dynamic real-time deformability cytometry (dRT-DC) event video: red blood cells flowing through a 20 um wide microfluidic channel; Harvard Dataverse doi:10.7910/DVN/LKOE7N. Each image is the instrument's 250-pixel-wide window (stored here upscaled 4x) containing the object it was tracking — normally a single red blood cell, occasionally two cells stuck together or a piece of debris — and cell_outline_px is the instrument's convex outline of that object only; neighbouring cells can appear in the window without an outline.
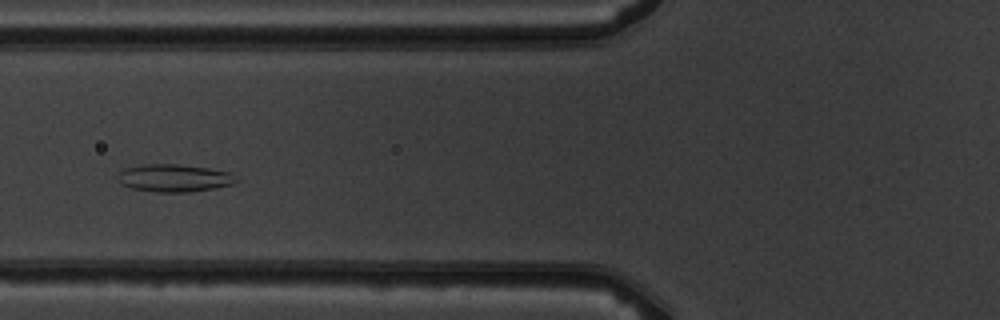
{"species": "common noctule bat (a hibernating species)", "species_latin": "Nyctalus noctula", "temperature_condition": "warm", "stored_images_in_passage": 4, "camera_frame_rate_fps": 3000, "um_per_image_px": 0.085, "animal": {"sex": "male", "body_mass_g": 19.5, "forearm_length_mm": 54.6}, "frame": {"image": 1, "passage_image": 4, "time_ms": 3.333, "image_size_px": [1000, 320], "cell_outline_px": [[240, 180], [232, 184], [212, 188], [188, 192], [156, 192], [132, 188], [120, 184], [116, 176], [124, 168], [140, 164], [180, 164], [208, 168], [232, 172]], "centroid_in_image_um": [14.79, 15.12], "position_along_channel_um": 111.0, "area_um2": 19.25}}